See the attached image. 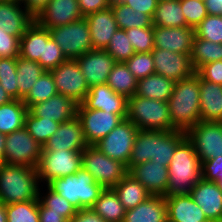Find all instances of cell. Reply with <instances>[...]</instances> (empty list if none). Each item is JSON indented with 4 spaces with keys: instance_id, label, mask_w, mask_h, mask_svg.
Instances as JSON below:
<instances>
[{
    "instance_id": "obj_1",
    "label": "cell",
    "mask_w": 222,
    "mask_h": 222,
    "mask_svg": "<svg viewBox=\"0 0 222 222\" xmlns=\"http://www.w3.org/2000/svg\"><path fill=\"white\" fill-rule=\"evenodd\" d=\"M186 138L182 130H138L127 170L147 161L168 167L176 147Z\"/></svg>"
},
{
    "instance_id": "obj_2",
    "label": "cell",
    "mask_w": 222,
    "mask_h": 222,
    "mask_svg": "<svg viewBox=\"0 0 222 222\" xmlns=\"http://www.w3.org/2000/svg\"><path fill=\"white\" fill-rule=\"evenodd\" d=\"M200 76H192L176 81L171 97L167 101L173 130L186 132L196 125L200 118Z\"/></svg>"
},
{
    "instance_id": "obj_3",
    "label": "cell",
    "mask_w": 222,
    "mask_h": 222,
    "mask_svg": "<svg viewBox=\"0 0 222 222\" xmlns=\"http://www.w3.org/2000/svg\"><path fill=\"white\" fill-rule=\"evenodd\" d=\"M39 181L36 168L0 164V201L5 205L38 201L41 192Z\"/></svg>"
},
{
    "instance_id": "obj_4",
    "label": "cell",
    "mask_w": 222,
    "mask_h": 222,
    "mask_svg": "<svg viewBox=\"0 0 222 222\" xmlns=\"http://www.w3.org/2000/svg\"><path fill=\"white\" fill-rule=\"evenodd\" d=\"M201 179V162L192 143L185 138L177 147L168 165L169 195L189 194Z\"/></svg>"
},
{
    "instance_id": "obj_5",
    "label": "cell",
    "mask_w": 222,
    "mask_h": 222,
    "mask_svg": "<svg viewBox=\"0 0 222 222\" xmlns=\"http://www.w3.org/2000/svg\"><path fill=\"white\" fill-rule=\"evenodd\" d=\"M48 186L78 210L91 209L104 190L101 185L94 181L93 176L83 168L75 174L51 181Z\"/></svg>"
},
{
    "instance_id": "obj_6",
    "label": "cell",
    "mask_w": 222,
    "mask_h": 222,
    "mask_svg": "<svg viewBox=\"0 0 222 222\" xmlns=\"http://www.w3.org/2000/svg\"><path fill=\"white\" fill-rule=\"evenodd\" d=\"M127 119L139 130H173L168 103L134 95L128 98Z\"/></svg>"
},
{
    "instance_id": "obj_7",
    "label": "cell",
    "mask_w": 222,
    "mask_h": 222,
    "mask_svg": "<svg viewBox=\"0 0 222 222\" xmlns=\"http://www.w3.org/2000/svg\"><path fill=\"white\" fill-rule=\"evenodd\" d=\"M82 168L104 189L113 188L128 173L125 164L111 159L95 145H89L82 151Z\"/></svg>"
},
{
    "instance_id": "obj_8",
    "label": "cell",
    "mask_w": 222,
    "mask_h": 222,
    "mask_svg": "<svg viewBox=\"0 0 222 222\" xmlns=\"http://www.w3.org/2000/svg\"><path fill=\"white\" fill-rule=\"evenodd\" d=\"M51 38L67 59H76L94 50L87 20L84 18L60 27L48 29Z\"/></svg>"
},
{
    "instance_id": "obj_9",
    "label": "cell",
    "mask_w": 222,
    "mask_h": 222,
    "mask_svg": "<svg viewBox=\"0 0 222 222\" xmlns=\"http://www.w3.org/2000/svg\"><path fill=\"white\" fill-rule=\"evenodd\" d=\"M82 151H42L36 168L40 182L48 185L57 178L75 174L82 168Z\"/></svg>"
},
{
    "instance_id": "obj_10",
    "label": "cell",
    "mask_w": 222,
    "mask_h": 222,
    "mask_svg": "<svg viewBox=\"0 0 222 222\" xmlns=\"http://www.w3.org/2000/svg\"><path fill=\"white\" fill-rule=\"evenodd\" d=\"M4 163L37 168L41 158V146L25 127L5 137Z\"/></svg>"
},
{
    "instance_id": "obj_11",
    "label": "cell",
    "mask_w": 222,
    "mask_h": 222,
    "mask_svg": "<svg viewBox=\"0 0 222 222\" xmlns=\"http://www.w3.org/2000/svg\"><path fill=\"white\" fill-rule=\"evenodd\" d=\"M185 134L200 162L222 156V122L199 121Z\"/></svg>"
},
{
    "instance_id": "obj_12",
    "label": "cell",
    "mask_w": 222,
    "mask_h": 222,
    "mask_svg": "<svg viewBox=\"0 0 222 222\" xmlns=\"http://www.w3.org/2000/svg\"><path fill=\"white\" fill-rule=\"evenodd\" d=\"M138 128L124 119L107 136L95 144L102 153L128 166Z\"/></svg>"
},
{
    "instance_id": "obj_13",
    "label": "cell",
    "mask_w": 222,
    "mask_h": 222,
    "mask_svg": "<svg viewBox=\"0 0 222 222\" xmlns=\"http://www.w3.org/2000/svg\"><path fill=\"white\" fill-rule=\"evenodd\" d=\"M49 72L59 94L68 96L77 104L84 101L90 88L75 59H68Z\"/></svg>"
},
{
    "instance_id": "obj_14",
    "label": "cell",
    "mask_w": 222,
    "mask_h": 222,
    "mask_svg": "<svg viewBox=\"0 0 222 222\" xmlns=\"http://www.w3.org/2000/svg\"><path fill=\"white\" fill-rule=\"evenodd\" d=\"M76 116L82 124L88 145H95L124 120L112 112L87 109L82 103L78 104Z\"/></svg>"
},
{
    "instance_id": "obj_15",
    "label": "cell",
    "mask_w": 222,
    "mask_h": 222,
    "mask_svg": "<svg viewBox=\"0 0 222 222\" xmlns=\"http://www.w3.org/2000/svg\"><path fill=\"white\" fill-rule=\"evenodd\" d=\"M152 57L155 74L180 81L196 73L192 66L191 54L175 53L165 49L153 48Z\"/></svg>"
},
{
    "instance_id": "obj_16",
    "label": "cell",
    "mask_w": 222,
    "mask_h": 222,
    "mask_svg": "<svg viewBox=\"0 0 222 222\" xmlns=\"http://www.w3.org/2000/svg\"><path fill=\"white\" fill-rule=\"evenodd\" d=\"M84 18L77 0H50L47 6L34 18L41 27L50 29Z\"/></svg>"
},
{
    "instance_id": "obj_17",
    "label": "cell",
    "mask_w": 222,
    "mask_h": 222,
    "mask_svg": "<svg viewBox=\"0 0 222 222\" xmlns=\"http://www.w3.org/2000/svg\"><path fill=\"white\" fill-rule=\"evenodd\" d=\"M89 86L106 84L108 75L116 63L110 53L105 50H91L75 59Z\"/></svg>"
},
{
    "instance_id": "obj_18",
    "label": "cell",
    "mask_w": 222,
    "mask_h": 222,
    "mask_svg": "<svg viewBox=\"0 0 222 222\" xmlns=\"http://www.w3.org/2000/svg\"><path fill=\"white\" fill-rule=\"evenodd\" d=\"M88 145L77 116L60 123L57 131L44 144L42 151L84 150Z\"/></svg>"
},
{
    "instance_id": "obj_19",
    "label": "cell",
    "mask_w": 222,
    "mask_h": 222,
    "mask_svg": "<svg viewBox=\"0 0 222 222\" xmlns=\"http://www.w3.org/2000/svg\"><path fill=\"white\" fill-rule=\"evenodd\" d=\"M195 28L154 26V48L175 53L191 54Z\"/></svg>"
},
{
    "instance_id": "obj_20",
    "label": "cell",
    "mask_w": 222,
    "mask_h": 222,
    "mask_svg": "<svg viewBox=\"0 0 222 222\" xmlns=\"http://www.w3.org/2000/svg\"><path fill=\"white\" fill-rule=\"evenodd\" d=\"M82 104L87 109H100L127 119L128 99L123 95L115 93L107 84L92 86Z\"/></svg>"
},
{
    "instance_id": "obj_21",
    "label": "cell",
    "mask_w": 222,
    "mask_h": 222,
    "mask_svg": "<svg viewBox=\"0 0 222 222\" xmlns=\"http://www.w3.org/2000/svg\"><path fill=\"white\" fill-rule=\"evenodd\" d=\"M189 195L212 222H222V191L217 184L201 178Z\"/></svg>"
},
{
    "instance_id": "obj_22",
    "label": "cell",
    "mask_w": 222,
    "mask_h": 222,
    "mask_svg": "<svg viewBox=\"0 0 222 222\" xmlns=\"http://www.w3.org/2000/svg\"><path fill=\"white\" fill-rule=\"evenodd\" d=\"M128 173L138 180L152 196H163L168 187V167L147 161L133 166Z\"/></svg>"
},
{
    "instance_id": "obj_23",
    "label": "cell",
    "mask_w": 222,
    "mask_h": 222,
    "mask_svg": "<svg viewBox=\"0 0 222 222\" xmlns=\"http://www.w3.org/2000/svg\"><path fill=\"white\" fill-rule=\"evenodd\" d=\"M77 107L78 104L73 99L57 93L48 100L33 105L29 111L35 117L63 123L77 115Z\"/></svg>"
},
{
    "instance_id": "obj_24",
    "label": "cell",
    "mask_w": 222,
    "mask_h": 222,
    "mask_svg": "<svg viewBox=\"0 0 222 222\" xmlns=\"http://www.w3.org/2000/svg\"><path fill=\"white\" fill-rule=\"evenodd\" d=\"M94 50H105L118 26L111 7L85 17Z\"/></svg>"
},
{
    "instance_id": "obj_25",
    "label": "cell",
    "mask_w": 222,
    "mask_h": 222,
    "mask_svg": "<svg viewBox=\"0 0 222 222\" xmlns=\"http://www.w3.org/2000/svg\"><path fill=\"white\" fill-rule=\"evenodd\" d=\"M165 201L167 222H212L189 194L169 195Z\"/></svg>"
},
{
    "instance_id": "obj_26",
    "label": "cell",
    "mask_w": 222,
    "mask_h": 222,
    "mask_svg": "<svg viewBox=\"0 0 222 222\" xmlns=\"http://www.w3.org/2000/svg\"><path fill=\"white\" fill-rule=\"evenodd\" d=\"M22 3L16 1L0 2V28L7 34L21 37L34 22Z\"/></svg>"
},
{
    "instance_id": "obj_27",
    "label": "cell",
    "mask_w": 222,
    "mask_h": 222,
    "mask_svg": "<svg viewBox=\"0 0 222 222\" xmlns=\"http://www.w3.org/2000/svg\"><path fill=\"white\" fill-rule=\"evenodd\" d=\"M200 118L203 122H222V85L200 77Z\"/></svg>"
},
{
    "instance_id": "obj_28",
    "label": "cell",
    "mask_w": 222,
    "mask_h": 222,
    "mask_svg": "<svg viewBox=\"0 0 222 222\" xmlns=\"http://www.w3.org/2000/svg\"><path fill=\"white\" fill-rule=\"evenodd\" d=\"M123 222H167L165 197L150 196L135 208L126 210Z\"/></svg>"
},
{
    "instance_id": "obj_29",
    "label": "cell",
    "mask_w": 222,
    "mask_h": 222,
    "mask_svg": "<svg viewBox=\"0 0 222 222\" xmlns=\"http://www.w3.org/2000/svg\"><path fill=\"white\" fill-rule=\"evenodd\" d=\"M50 39L49 30L34 21L20 37L19 56L37 62L43 58L44 41Z\"/></svg>"
},
{
    "instance_id": "obj_30",
    "label": "cell",
    "mask_w": 222,
    "mask_h": 222,
    "mask_svg": "<svg viewBox=\"0 0 222 222\" xmlns=\"http://www.w3.org/2000/svg\"><path fill=\"white\" fill-rule=\"evenodd\" d=\"M175 81L162 75L152 74L138 80L135 95L167 102L171 97Z\"/></svg>"
},
{
    "instance_id": "obj_31",
    "label": "cell",
    "mask_w": 222,
    "mask_h": 222,
    "mask_svg": "<svg viewBox=\"0 0 222 222\" xmlns=\"http://www.w3.org/2000/svg\"><path fill=\"white\" fill-rule=\"evenodd\" d=\"M112 189L116 192L126 210L135 208L138 204L152 196L146 188L129 173Z\"/></svg>"
},
{
    "instance_id": "obj_32",
    "label": "cell",
    "mask_w": 222,
    "mask_h": 222,
    "mask_svg": "<svg viewBox=\"0 0 222 222\" xmlns=\"http://www.w3.org/2000/svg\"><path fill=\"white\" fill-rule=\"evenodd\" d=\"M106 222H123L126 209L112 188L104 189L91 208Z\"/></svg>"
},
{
    "instance_id": "obj_33",
    "label": "cell",
    "mask_w": 222,
    "mask_h": 222,
    "mask_svg": "<svg viewBox=\"0 0 222 222\" xmlns=\"http://www.w3.org/2000/svg\"><path fill=\"white\" fill-rule=\"evenodd\" d=\"M28 112L23 100L14 99L0 106V133L10 134L22 129L25 124V116Z\"/></svg>"
},
{
    "instance_id": "obj_34",
    "label": "cell",
    "mask_w": 222,
    "mask_h": 222,
    "mask_svg": "<svg viewBox=\"0 0 222 222\" xmlns=\"http://www.w3.org/2000/svg\"><path fill=\"white\" fill-rule=\"evenodd\" d=\"M106 84L115 93L123 95L128 99L135 95L138 80L124 62H116L108 75Z\"/></svg>"
},
{
    "instance_id": "obj_35",
    "label": "cell",
    "mask_w": 222,
    "mask_h": 222,
    "mask_svg": "<svg viewBox=\"0 0 222 222\" xmlns=\"http://www.w3.org/2000/svg\"><path fill=\"white\" fill-rule=\"evenodd\" d=\"M46 70L36 61L16 58V73L18 79V99L23 100L30 92L35 80Z\"/></svg>"
},
{
    "instance_id": "obj_36",
    "label": "cell",
    "mask_w": 222,
    "mask_h": 222,
    "mask_svg": "<svg viewBox=\"0 0 222 222\" xmlns=\"http://www.w3.org/2000/svg\"><path fill=\"white\" fill-rule=\"evenodd\" d=\"M110 7L114 13L118 29L153 26V18L150 15L138 12V10L134 11L123 2H111Z\"/></svg>"
},
{
    "instance_id": "obj_37",
    "label": "cell",
    "mask_w": 222,
    "mask_h": 222,
    "mask_svg": "<svg viewBox=\"0 0 222 222\" xmlns=\"http://www.w3.org/2000/svg\"><path fill=\"white\" fill-rule=\"evenodd\" d=\"M153 26L171 28L186 26L180 0L159 1L153 16Z\"/></svg>"
},
{
    "instance_id": "obj_38",
    "label": "cell",
    "mask_w": 222,
    "mask_h": 222,
    "mask_svg": "<svg viewBox=\"0 0 222 222\" xmlns=\"http://www.w3.org/2000/svg\"><path fill=\"white\" fill-rule=\"evenodd\" d=\"M222 60V44L194 37L191 62L197 71L202 65Z\"/></svg>"
},
{
    "instance_id": "obj_39",
    "label": "cell",
    "mask_w": 222,
    "mask_h": 222,
    "mask_svg": "<svg viewBox=\"0 0 222 222\" xmlns=\"http://www.w3.org/2000/svg\"><path fill=\"white\" fill-rule=\"evenodd\" d=\"M57 93L51 73L45 71L38 80H35L30 92L23 99V103L29 110L33 105L44 102Z\"/></svg>"
},
{
    "instance_id": "obj_40",
    "label": "cell",
    "mask_w": 222,
    "mask_h": 222,
    "mask_svg": "<svg viewBox=\"0 0 222 222\" xmlns=\"http://www.w3.org/2000/svg\"><path fill=\"white\" fill-rule=\"evenodd\" d=\"M59 125L60 123L56 121L44 119V117H35L29 110L25 116L24 127L41 146H44L57 131Z\"/></svg>"
},
{
    "instance_id": "obj_41",
    "label": "cell",
    "mask_w": 222,
    "mask_h": 222,
    "mask_svg": "<svg viewBox=\"0 0 222 222\" xmlns=\"http://www.w3.org/2000/svg\"><path fill=\"white\" fill-rule=\"evenodd\" d=\"M7 222H39L38 201L6 205Z\"/></svg>"
},
{
    "instance_id": "obj_42",
    "label": "cell",
    "mask_w": 222,
    "mask_h": 222,
    "mask_svg": "<svg viewBox=\"0 0 222 222\" xmlns=\"http://www.w3.org/2000/svg\"><path fill=\"white\" fill-rule=\"evenodd\" d=\"M105 51L110 53L116 62H125L135 54L130 39L123 29H117Z\"/></svg>"
},
{
    "instance_id": "obj_43",
    "label": "cell",
    "mask_w": 222,
    "mask_h": 222,
    "mask_svg": "<svg viewBox=\"0 0 222 222\" xmlns=\"http://www.w3.org/2000/svg\"><path fill=\"white\" fill-rule=\"evenodd\" d=\"M47 193L45 196L39 193V200L51 211L60 213L67 221H69L78 211V209L68 202L65 198L60 196L54 190H52L48 185Z\"/></svg>"
},
{
    "instance_id": "obj_44",
    "label": "cell",
    "mask_w": 222,
    "mask_h": 222,
    "mask_svg": "<svg viewBox=\"0 0 222 222\" xmlns=\"http://www.w3.org/2000/svg\"><path fill=\"white\" fill-rule=\"evenodd\" d=\"M195 37L222 44V15H207L195 27Z\"/></svg>"
},
{
    "instance_id": "obj_45",
    "label": "cell",
    "mask_w": 222,
    "mask_h": 222,
    "mask_svg": "<svg viewBox=\"0 0 222 222\" xmlns=\"http://www.w3.org/2000/svg\"><path fill=\"white\" fill-rule=\"evenodd\" d=\"M0 84L13 99H18L16 58H0Z\"/></svg>"
},
{
    "instance_id": "obj_46",
    "label": "cell",
    "mask_w": 222,
    "mask_h": 222,
    "mask_svg": "<svg viewBox=\"0 0 222 222\" xmlns=\"http://www.w3.org/2000/svg\"><path fill=\"white\" fill-rule=\"evenodd\" d=\"M135 53L151 52L154 48V26L125 30Z\"/></svg>"
},
{
    "instance_id": "obj_47",
    "label": "cell",
    "mask_w": 222,
    "mask_h": 222,
    "mask_svg": "<svg viewBox=\"0 0 222 222\" xmlns=\"http://www.w3.org/2000/svg\"><path fill=\"white\" fill-rule=\"evenodd\" d=\"M124 63L137 80L155 74L151 52L135 53Z\"/></svg>"
},
{
    "instance_id": "obj_48",
    "label": "cell",
    "mask_w": 222,
    "mask_h": 222,
    "mask_svg": "<svg viewBox=\"0 0 222 222\" xmlns=\"http://www.w3.org/2000/svg\"><path fill=\"white\" fill-rule=\"evenodd\" d=\"M186 26L195 28L208 15L204 1L180 0Z\"/></svg>"
},
{
    "instance_id": "obj_49",
    "label": "cell",
    "mask_w": 222,
    "mask_h": 222,
    "mask_svg": "<svg viewBox=\"0 0 222 222\" xmlns=\"http://www.w3.org/2000/svg\"><path fill=\"white\" fill-rule=\"evenodd\" d=\"M68 60L60 47L51 38L49 41H44L43 58L37 61L46 71L56 68L61 63Z\"/></svg>"
},
{
    "instance_id": "obj_50",
    "label": "cell",
    "mask_w": 222,
    "mask_h": 222,
    "mask_svg": "<svg viewBox=\"0 0 222 222\" xmlns=\"http://www.w3.org/2000/svg\"><path fill=\"white\" fill-rule=\"evenodd\" d=\"M20 38L7 34L0 28V58H17L19 56Z\"/></svg>"
},
{
    "instance_id": "obj_51",
    "label": "cell",
    "mask_w": 222,
    "mask_h": 222,
    "mask_svg": "<svg viewBox=\"0 0 222 222\" xmlns=\"http://www.w3.org/2000/svg\"><path fill=\"white\" fill-rule=\"evenodd\" d=\"M201 178L212 182L222 178V156L201 162Z\"/></svg>"
},
{
    "instance_id": "obj_52",
    "label": "cell",
    "mask_w": 222,
    "mask_h": 222,
    "mask_svg": "<svg viewBox=\"0 0 222 222\" xmlns=\"http://www.w3.org/2000/svg\"><path fill=\"white\" fill-rule=\"evenodd\" d=\"M196 73L203 80L222 85V60L202 65Z\"/></svg>"
},
{
    "instance_id": "obj_53",
    "label": "cell",
    "mask_w": 222,
    "mask_h": 222,
    "mask_svg": "<svg viewBox=\"0 0 222 222\" xmlns=\"http://www.w3.org/2000/svg\"><path fill=\"white\" fill-rule=\"evenodd\" d=\"M83 17L110 7L111 0H77Z\"/></svg>"
},
{
    "instance_id": "obj_54",
    "label": "cell",
    "mask_w": 222,
    "mask_h": 222,
    "mask_svg": "<svg viewBox=\"0 0 222 222\" xmlns=\"http://www.w3.org/2000/svg\"><path fill=\"white\" fill-rule=\"evenodd\" d=\"M158 0H124L123 3L128 5L134 11L150 15L152 18L155 14Z\"/></svg>"
},
{
    "instance_id": "obj_55",
    "label": "cell",
    "mask_w": 222,
    "mask_h": 222,
    "mask_svg": "<svg viewBox=\"0 0 222 222\" xmlns=\"http://www.w3.org/2000/svg\"><path fill=\"white\" fill-rule=\"evenodd\" d=\"M39 222H68L60 213L51 211L38 200Z\"/></svg>"
},
{
    "instance_id": "obj_56",
    "label": "cell",
    "mask_w": 222,
    "mask_h": 222,
    "mask_svg": "<svg viewBox=\"0 0 222 222\" xmlns=\"http://www.w3.org/2000/svg\"><path fill=\"white\" fill-rule=\"evenodd\" d=\"M68 222H106L92 209H81Z\"/></svg>"
},
{
    "instance_id": "obj_57",
    "label": "cell",
    "mask_w": 222,
    "mask_h": 222,
    "mask_svg": "<svg viewBox=\"0 0 222 222\" xmlns=\"http://www.w3.org/2000/svg\"><path fill=\"white\" fill-rule=\"evenodd\" d=\"M50 0H24L22 5L26 8V11L35 18L40 13Z\"/></svg>"
},
{
    "instance_id": "obj_58",
    "label": "cell",
    "mask_w": 222,
    "mask_h": 222,
    "mask_svg": "<svg viewBox=\"0 0 222 222\" xmlns=\"http://www.w3.org/2000/svg\"><path fill=\"white\" fill-rule=\"evenodd\" d=\"M207 14L222 15V0H205Z\"/></svg>"
},
{
    "instance_id": "obj_59",
    "label": "cell",
    "mask_w": 222,
    "mask_h": 222,
    "mask_svg": "<svg viewBox=\"0 0 222 222\" xmlns=\"http://www.w3.org/2000/svg\"><path fill=\"white\" fill-rule=\"evenodd\" d=\"M12 100H14L11 95H9L4 88L2 87V85L0 84V106L7 104L9 102H11Z\"/></svg>"
},
{
    "instance_id": "obj_60",
    "label": "cell",
    "mask_w": 222,
    "mask_h": 222,
    "mask_svg": "<svg viewBox=\"0 0 222 222\" xmlns=\"http://www.w3.org/2000/svg\"><path fill=\"white\" fill-rule=\"evenodd\" d=\"M5 137V134L0 133V164L4 163Z\"/></svg>"
},
{
    "instance_id": "obj_61",
    "label": "cell",
    "mask_w": 222,
    "mask_h": 222,
    "mask_svg": "<svg viewBox=\"0 0 222 222\" xmlns=\"http://www.w3.org/2000/svg\"><path fill=\"white\" fill-rule=\"evenodd\" d=\"M0 222H7L6 205L0 201Z\"/></svg>"
},
{
    "instance_id": "obj_62",
    "label": "cell",
    "mask_w": 222,
    "mask_h": 222,
    "mask_svg": "<svg viewBox=\"0 0 222 222\" xmlns=\"http://www.w3.org/2000/svg\"><path fill=\"white\" fill-rule=\"evenodd\" d=\"M214 183H216L218 188L222 191V178H217Z\"/></svg>"
},
{
    "instance_id": "obj_63",
    "label": "cell",
    "mask_w": 222,
    "mask_h": 222,
    "mask_svg": "<svg viewBox=\"0 0 222 222\" xmlns=\"http://www.w3.org/2000/svg\"><path fill=\"white\" fill-rule=\"evenodd\" d=\"M8 1H16V2H20V3L24 2V0H8Z\"/></svg>"
},
{
    "instance_id": "obj_64",
    "label": "cell",
    "mask_w": 222,
    "mask_h": 222,
    "mask_svg": "<svg viewBox=\"0 0 222 222\" xmlns=\"http://www.w3.org/2000/svg\"><path fill=\"white\" fill-rule=\"evenodd\" d=\"M124 0H111V2H123Z\"/></svg>"
}]
</instances>
